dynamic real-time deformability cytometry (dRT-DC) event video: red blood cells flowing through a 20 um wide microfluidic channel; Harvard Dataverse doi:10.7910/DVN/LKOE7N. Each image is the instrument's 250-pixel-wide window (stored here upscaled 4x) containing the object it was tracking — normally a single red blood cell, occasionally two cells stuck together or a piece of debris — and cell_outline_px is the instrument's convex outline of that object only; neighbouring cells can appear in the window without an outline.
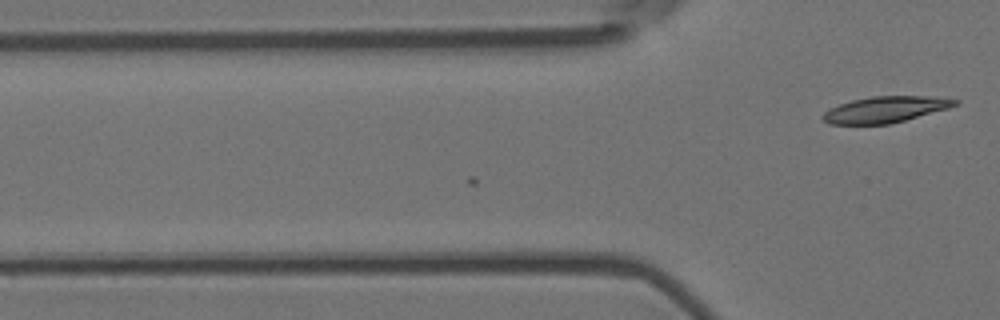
{"species": "Egyptian fruit bat (a non-hibernating species)", "species_latin": "Rousettus aegyptiacus", "temperature_condition": "room temperature", "stored_images_in_passage": 2, "camera_frame_rate_fps": 3000, "um_per_image_px": 0.085, "animal": {"sex": "female"}, "frame": {"image": 1, "passage_image": 2, "time_ms": 0.333, "image_size_px": [1000, 320], "cell_outline_px": [[960, 104], [948, 108], [904, 120], [888, 124], [828, 124], [820, 116], [828, 108], [852, 100], [872, 96], [932, 96], [960, 100]], "centroid_in_image_um": [75.24, 9.3], "position_along_channel_um": 50.6, "area_um2": 20.11}}